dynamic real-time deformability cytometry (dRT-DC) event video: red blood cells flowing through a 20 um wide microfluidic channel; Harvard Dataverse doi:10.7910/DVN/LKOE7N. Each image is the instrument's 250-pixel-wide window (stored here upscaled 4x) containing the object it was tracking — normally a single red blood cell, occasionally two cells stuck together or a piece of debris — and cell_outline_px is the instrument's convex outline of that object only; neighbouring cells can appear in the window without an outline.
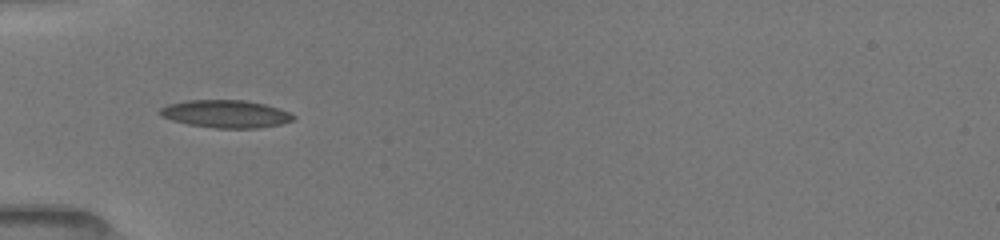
{"species": "common noctule bat (a hibernating species)", "species_latin": "Nyctalus noctula", "temperature_condition": "room temperature", "stored_images_in_passage": 16, "camera_frame_rate_fps": 3000, "um_per_image_px": 0.085, "animal": {"sex": "female", "body_mass_g": 19.5, "forearm_length_mm": 54.1}, "frame": {"image": 1, "passage_image": 9, "time_ms": 5.667, "image_size_px": [1000, 240], "cell_outline_px": [[296, 116], [292, 120], [280, 124], [256, 128], [216, 128], [188, 124], [172, 120], [160, 116], [156, 112], [160, 108], [168, 104], [184, 100], [244, 100], [264, 104], [280, 108]], "centroid_in_image_um": [19.14, 9.67], "position_along_channel_um": 65.9, "area_um2": 21.56}}
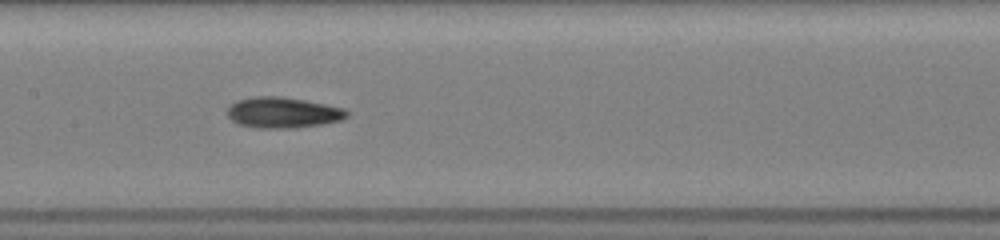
{"frame": {"image": 2, "passage_image": 13, "time_ms": 8.667, "image_size_px": [1000, 240], "cell_outline_px": [[348, 116], [340, 120], [324, 124], [296, 128], [256, 128], [240, 124], [232, 120], [228, 116], [228, 108], [236, 100], [256, 96], [280, 96], [304, 100], [344, 108], [348, 112]], "centroid_in_image_um": [24.05, 9.57], "position_along_channel_um": 183.3, "area_um2": 21.39}}
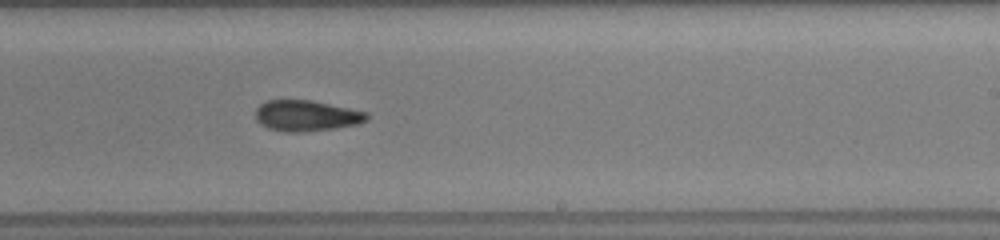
{"frame": {"image": 3, "passage_image": 16, "time_ms": 10.667, "image_size_px": [1000, 240], "cell_outline_px": [[368, 120], [360, 124], [336, 128], [300, 132], [284, 132], [268, 128], [260, 124], [256, 120], [256, 108], [260, 104], [268, 100], [312, 100], [368, 112]], "centroid_in_image_um": [26.06, 9.84], "position_along_channel_um": 262.9, "area_um2": 20.17}}